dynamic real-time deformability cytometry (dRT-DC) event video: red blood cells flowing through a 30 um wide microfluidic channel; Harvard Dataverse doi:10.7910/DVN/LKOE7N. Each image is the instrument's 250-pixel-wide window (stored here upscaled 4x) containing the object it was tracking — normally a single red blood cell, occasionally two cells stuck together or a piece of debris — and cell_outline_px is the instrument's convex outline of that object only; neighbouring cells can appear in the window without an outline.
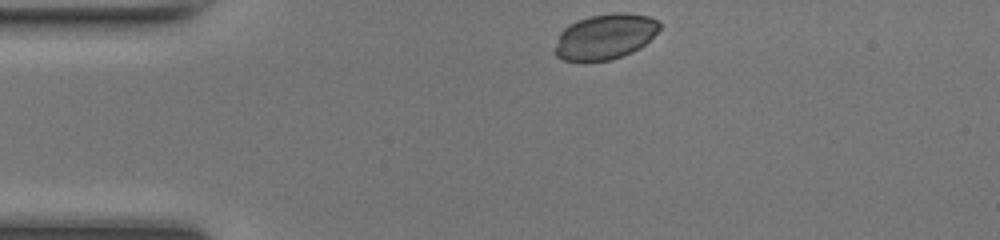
{"species": "common noctule bat (a hibernating species)", "species_latin": "Nyctalus noctula", "temperature_condition": "room temperature", "stored_images_in_passage": 39, "camera_frame_rate_fps": 3000, "um_per_image_px": 0.085, "animal": {"sex": "female", "body_mass_g": 17.0, "forearm_length_mm": 48.0}, "frame": {"image": 1, "passage_image": 1, "time_ms": 0.0, "image_size_px": [1000, 240], "cell_outline_px": [[660, 28], [640, 48], [632, 52], [612, 60], [584, 64], [564, 60], [556, 56], [552, 52], [560, 32], [568, 24], [576, 20], [588, 16], [612, 12], [624, 12], [648, 16], [660, 20]], "centroid_in_image_um": [51.37, 3.14], "position_along_channel_um": 33.6, "area_um2": 28.55}}
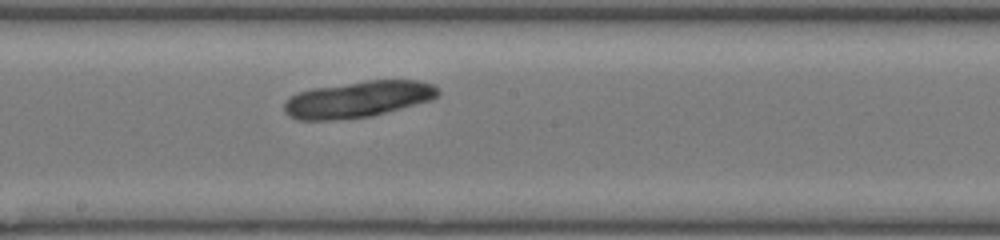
{"frame": {"image": 2, "passage_image": 17, "time_ms": 5.333, "image_size_px": [1000, 240], "cell_outline_px": [[440, 92], [432, 100], [372, 116], [332, 120], [296, 120], [288, 116], [284, 112], [284, 104], [292, 96], [300, 92], [312, 88], [368, 80], [420, 80], [436, 84], [440, 88]], "centroid_in_image_um": [30.48, 8.44], "position_along_channel_um": 217.7, "area_um2": 32.77}}
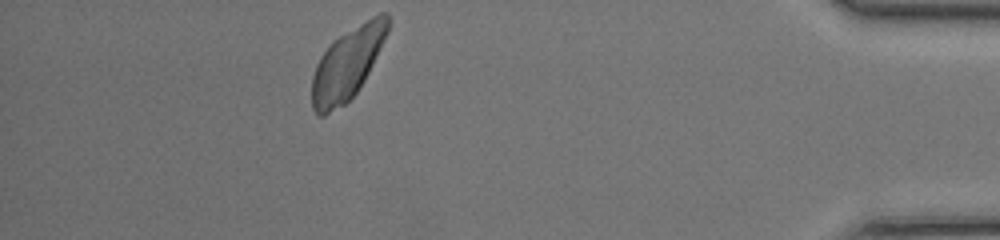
{"frame": {"image": 3, "passage_image": 34, "time_ms": 11.0, "image_size_px": [1000, 240], "cell_outline_px": [[392, 20], [388, 32], [364, 80], [356, 92], [344, 104], [324, 116], [316, 116], [312, 108], [312, 76], [316, 64], [320, 56], [332, 40], [372, 16], [380, 12], [388, 12]], "centroid_in_image_um": [29.52, 5.39], "position_along_channel_um": 405.7, "area_um2": 31.79}}